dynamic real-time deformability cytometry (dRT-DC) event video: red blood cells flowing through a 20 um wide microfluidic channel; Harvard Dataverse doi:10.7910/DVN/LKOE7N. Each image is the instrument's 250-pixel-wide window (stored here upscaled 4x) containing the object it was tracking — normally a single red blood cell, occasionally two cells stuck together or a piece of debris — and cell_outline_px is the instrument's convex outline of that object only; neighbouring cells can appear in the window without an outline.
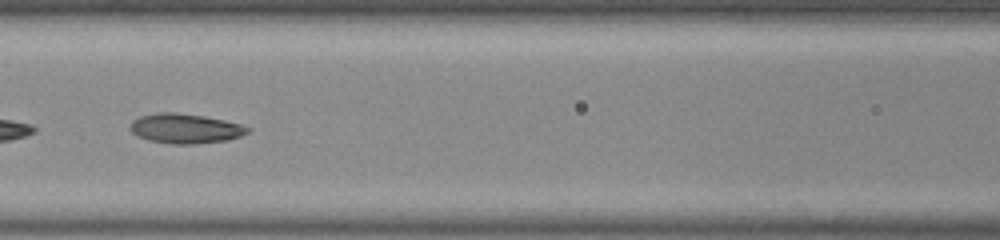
{"species": "common noctule bat (a hibernating species)", "species_latin": "Nyctalus noctula", "temperature_condition": "room temperature", "stored_images_in_passage": 12, "camera_frame_rate_fps": 3000, "um_per_image_px": 0.085, "animal": {"sex": "male", "body_mass_g": 20.0, "forearm_length_mm": 53.3}, "frame": {"image": 1, "passage_image": 10, "time_ms": 3.0, "image_size_px": [1000, 240], "cell_outline_px": [[252, 128], [248, 132], [240, 136], [228, 140], [192, 144], [172, 144], [148, 140], [136, 136], [128, 128], [132, 120], [140, 116], [160, 112], [176, 112], [204, 116], [224, 120], [240, 124]], "centroid_in_image_um": [15.72, 10.92], "position_along_channel_um": 150.9, "area_um2": 20.46}}